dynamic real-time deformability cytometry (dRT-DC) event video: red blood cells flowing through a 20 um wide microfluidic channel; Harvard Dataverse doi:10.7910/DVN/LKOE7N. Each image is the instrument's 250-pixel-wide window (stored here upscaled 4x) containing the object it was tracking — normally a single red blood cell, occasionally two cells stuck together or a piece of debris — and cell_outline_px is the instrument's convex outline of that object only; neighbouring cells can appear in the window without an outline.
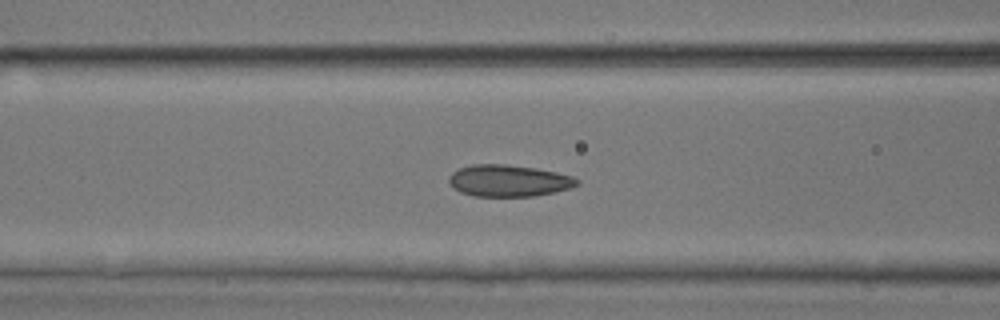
{"species": "common noctule bat (a hibernating species)", "species_latin": "Nyctalus noctula", "temperature_condition": "room temperature", "stored_images_in_passage": 51, "camera_frame_rate_fps": 3000, "um_per_image_px": 0.085, "animal": {"sex": "male", "body_mass_g": 17.9, "forearm_length_mm": 54.2}, "frame": {"image": 1, "passage_image": 20, "time_ms": 6.333, "image_size_px": [1000, 320], "cell_outline_px": [[580, 184], [572, 188], [556, 192], [536, 196], [472, 196], [460, 192], [452, 188], [448, 180], [448, 176], [452, 172], [460, 168], [472, 164], [504, 164], [536, 168], [556, 172], [572, 176], [580, 180]], "centroid_in_image_um": [43.25, 15.36], "position_along_channel_um": 123.4, "area_um2": 23.99}}
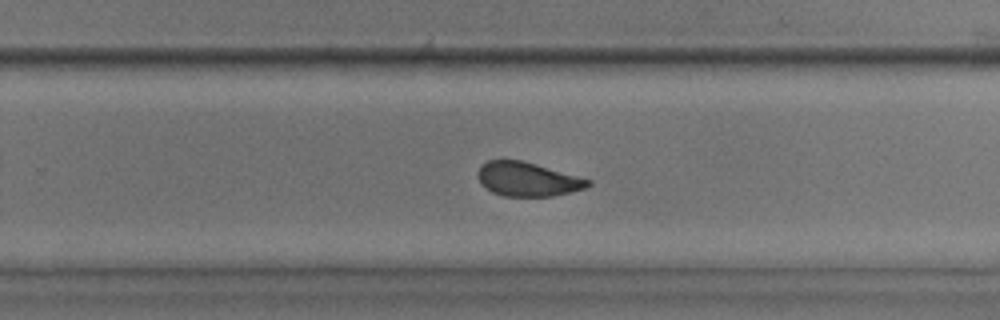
{"frame": {"image": 2, "passage_image": 32, "time_ms": 10.333, "image_size_px": [1000, 320], "cell_outline_px": [[592, 184], [584, 188], [552, 196], [504, 196], [492, 192], [480, 184], [476, 176], [476, 172], [480, 164], [488, 160], [520, 160], [536, 164], [592, 180]], "centroid_in_image_um": [44.78, 15.22], "position_along_channel_um": 285.0, "area_um2": 21.91}}
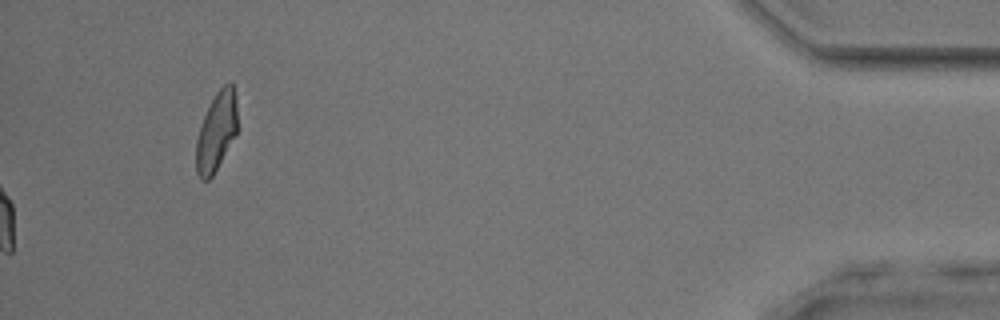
{"frame": {"image": 3, "passage_image": 51, "time_ms": 16.667, "image_size_px": [1000, 320], "cell_outline_px": [[236, 132], [212, 176], [208, 180], [200, 180], [196, 172], [196, 140], [200, 124], [216, 92], [224, 84], [232, 80], [236, 96]], "centroid_in_image_um": [18.37, 11.16], "position_along_channel_um": 416.8, "area_um2": 18.67}, "authors_computed_cell_mechanics": {"area_um2": 23.2934, "velocity_mm_per_s": 4.0531, "shape_relaxation_time_tau1_ms": 4.137, "shape_relaxation_time_tau2_ms": 1.158, "deformation_change_tau1": 0.0972, "deformation_change_tau2": 0.0586}}